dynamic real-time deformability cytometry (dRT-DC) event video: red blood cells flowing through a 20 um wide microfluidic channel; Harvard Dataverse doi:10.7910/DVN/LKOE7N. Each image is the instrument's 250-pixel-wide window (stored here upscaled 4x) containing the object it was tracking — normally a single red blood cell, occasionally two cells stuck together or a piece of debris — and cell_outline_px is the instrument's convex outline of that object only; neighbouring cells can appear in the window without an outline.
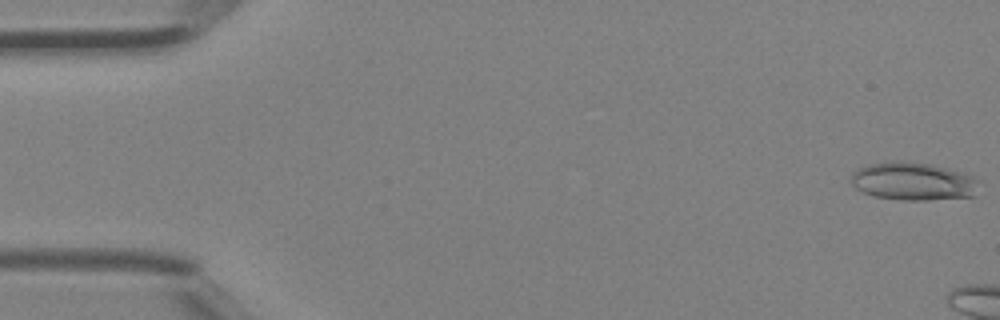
{"species": "Egyptian fruit bat (a non-hibernating species)", "species_latin": "Rousettus aegyptiacus", "temperature_condition": "room temperature", "stored_images_in_passage": 4, "camera_frame_rate_fps": 3000, "um_per_image_px": 0.085, "animal": {"sex": "female"}, "frame": {"image": 1, "passage_image": 1, "time_ms": 0.0, "image_size_px": [1000, 320], "cell_outline_px": [[980, 180], [972, 196], [928, 200], [900, 200], [872, 196], [856, 188], [848, 180], [852, 172], [856, 168], [864, 164], [900, 160], [932, 164], [948, 168], [972, 176]], "centroid_in_image_um": [77.53, 15.39], "position_along_channel_um": 7.5, "area_um2": 28.67}}